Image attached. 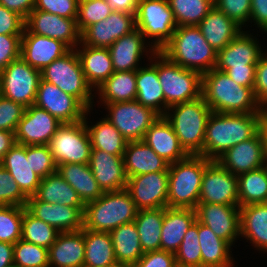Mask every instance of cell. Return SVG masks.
<instances>
[{
	"mask_svg": "<svg viewBox=\"0 0 267 267\" xmlns=\"http://www.w3.org/2000/svg\"><path fill=\"white\" fill-rule=\"evenodd\" d=\"M266 114L212 112L205 130L203 156L216 161L236 144L254 137Z\"/></svg>",
	"mask_w": 267,
	"mask_h": 267,
	"instance_id": "1",
	"label": "cell"
},
{
	"mask_svg": "<svg viewBox=\"0 0 267 267\" xmlns=\"http://www.w3.org/2000/svg\"><path fill=\"white\" fill-rule=\"evenodd\" d=\"M202 97L212 112L266 113L258 103L253 87L237 84L216 68L202 74Z\"/></svg>",
	"mask_w": 267,
	"mask_h": 267,
	"instance_id": "2",
	"label": "cell"
},
{
	"mask_svg": "<svg viewBox=\"0 0 267 267\" xmlns=\"http://www.w3.org/2000/svg\"><path fill=\"white\" fill-rule=\"evenodd\" d=\"M160 52L173 63L201 74L217 64L218 52L205 40L198 26H178Z\"/></svg>",
	"mask_w": 267,
	"mask_h": 267,
	"instance_id": "3",
	"label": "cell"
},
{
	"mask_svg": "<svg viewBox=\"0 0 267 267\" xmlns=\"http://www.w3.org/2000/svg\"><path fill=\"white\" fill-rule=\"evenodd\" d=\"M211 113L202 96L168 107L164 117L171 123L180 145L189 155L203 156L205 130Z\"/></svg>",
	"mask_w": 267,
	"mask_h": 267,
	"instance_id": "4",
	"label": "cell"
},
{
	"mask_svg": "<svg viewBox=\"0 0 267 267\" xmlns=\"http://www.w3.org/2000/svg\"><path fill=\"white\" fill-rule=\"evenodd\" d=\"M137 211L126 189L104 192L98 199L85 204L83 228L110 232L122 224L133 222Z\"/></svg>",
	"mask_w": 267,
	"mask_h": 267,
	"instance_id": "5",
	"label": "cell"
},
{
	"mask_svg": "<svg viewBox=\"0 0 267 267\" xmlns=\"http://www.w3.org/2000/svg\"><path fill=\"white\" fill-rule=\"evenodd\" d=\"M210 162L202 155H188L169 165L167 207L195 210L199 202L202 176Z\"/></svg>",
	"mask_w": 267,
	"mask_h": 267,
	"instance_id": "6",
	"label": "cell"
},
{
	"mask_svg": "<svg viewBox=\"0 0 267 267\" xmlns=\"http://www.w3.org/2000/svg\"><path fill=\"white\" fill-rule=\"evenodd\" d=\"M157 60L158 79L165 96V103L169 107L202 96L201 73L173 63L160 51H157Z\"/></svg>",
	"mask_w": 267,
	"mask_h": 267,
	"instance_id": "7",
	"label": "cell"
},
{
	"mask_svg": "<svg viewBox=\"0 0 267 267\" xmlns=\"http://www.w3.org/2000/svg\"><path fill=\"white\" fill-rule=\"evenodd\" d=\"M41 78L77 98L88 110L93 107L92 87L86 81L75 49L46 66Z\"/></svg>",
	"mask_w": 267,
	"mask_h": 267,
	"instance_id": "8",
	"label": "cell"
},
{
	"mask_svg": "<svg viewBox=\"0 0 267 267\" xmlns=\"http://www.w3.org/2000/svg\"><path fill=\"white\" fill-rule=\"evenodd\" d=\"M135 20L145 40L154 38L150 48L155 51L162 50L177 28L168 0H138Z\"/></svg>",
	"mask_w": 267,
	"mask_h": 267,
	"instance_id": "9",
	"label": "cell"
},
{
	"mask_svg": "<svg viewBox=\"0 0 267 267\" xmlns=\"http://www.w3.org/2000/svg\"><path fill=\"white\" fill-rule=\"evenodd\" d=\"M56 165L89 164L91 140L84 120L61 124L48 144Z\"/></svg>",
	"mask_w": 267,
	"mask_h": 267,
	"instance_id": "10",
	"label": "cell"
},
{
	"mask_svg": "<svg viewBox=\"0 0 267 267\" xmlns=\"http://www.w3.org/2000/svg\"><path fill=\"white\" fill-rule=\"evenodd\" d=\"M102 104L109 110L106 119L128 142L143 140L146 131L160 116L137 100Z\"/></svg>",
	"mask_w": 267,
	"mask_h": 267,
	"instance_id": "11",
	"label": "cell"
},
{
	"mask_svg": "<svg viewBox=\"0 0 267 267\" xmlns=\"http://www.w3.org/2000/svg\"><path fill=\"white\" fill-rule=\"evenodd\" d=\"M1 96L29 107L34 104L41 80V71L21 57L13 60L1 72Z\"/></svg>",
	"mask_w": 267,
	"mask_h": 267,
	"instance_id": "12",
	"label": "cell"
},
{
	"mask_svg": "<svg viewBox=\"0 0 267 267\" xmlns=\"http://www.w3.org/2000/svg\"><path fill=\"white\" fill-rule=\"evenodd\" d=\"M198 203L239 206L237 176L211 161L202 176Z\"/></svg>",
	"mask_w": 267,
	"mask_h": 267,
	"instance_id": "13",
	"label": "cell"
},
{
	"mask_svg": "<svg viewBox=\"0 0 267 267\" xmlns=\"http://www.w3.org/2000/svg\"><path fill=\"white\" fill-rule=\"evenodd\" d=\"M34 105L48 111L62 124L82 121L88 110L77 98L42 78Z\"/></svg>",
	"mask_w": 267,
	"mask_h": 267,
	"instance_id": "14",
	"label": "cell"
},
{
	"mask_svg": "<svg viewBox=\"0 0 267 267\" xmlns=\"http://www.w3.org/2000/svg\"><path fill=\"white\" fill-rule=\"evenodd\" d=\"M168 171H158L127 179L126 190L133 199L137 210L167 207Z\"/></svg>",
	"mask_w": 267,
	"mask_h": 267,
	"instance_id": "15",
	"label": "cell"
},
{
	"mask_svg": "<svg viewBox=\"0 0 267 267\" xmlns=\"http://www.w3.org/2000/svg\"><path fill=\"white\" fill-rule=\"evenodd\" d=\"M25 27L33 34L62 41L70 49L79 48L81 32L77 26V19L63 18L34 9L25 20Z\"/></svg>",
	"mask_w": 267,
	"mask_h": 267,
	"instance_id": "16",
	"label": "cell"
},
{
	"mask_svg": "<svg viewBox=\"0 0 267 267\" xmlns=\"http://www.w3.org/2000/svg\"><path fill=\"white\" fill-rule=\"evenodd\" d=\"M61 124L48 111L33 104L25 108L18 123L15 131L16 143L25 146L48 145Z\"/></svg>",
	"mask_w": 267,
	"mask_h": 267,
	"instance_id": "17",
	"label": "cell"
},
{
	"mask_svg": "<svg viewBox=\"0 0 267 267\" xmlns=\"http://www.w3.org/2000/svg\"><path fill=\"white\" fill-rule=\"evenodd\" d=\"M196 219L208 226L216 236L231 246L240 236V207L214 203H198ZM238 236V237H237Z\"/></svg>",
	"mask_w": 267,
	"mask_h": 267,
	"instance_id": "18",
	"label": "cell"
},
{
	"mask_svg": "<svg viewBox=\"0 0 267 267\" xmlns=\"http://www.w3.org/2000/svg\"><path fill=\"white\" fill-rule=\"evenodd\" d=\"M136 29L135 14L113 11L106 19L88 26L81 33L83 45L109 48L117 39Z\"/></svg>",
	"mask_w": 267,
	"mask_h": 267,
	"instance_id": "19",
	"label": "cell"
},
{
	"mask_svg": "<svg viewBox=\"0 0 267 267\" xmlns=\"http://www.w3.org/2000/svg\"><path fill=\"white\" fill-rule=\"evenodd\" d=\"M25 209L34 217L56 228L59 232L76 231L83 228L85 207L50 204L39 200L34 195L28 198Z\"/></svg>",
	"mask_w": 267,
	"mask_h": 267,
	"instance_id": "20",
	"label": "cell"
},
{
	"mask_svg": "<svg viewBox=\"0 0 267 267\" xmlns=\"http://www.w3.org/2000/svg\"><path fill=\"white\" fill-rule=\"evenodd\" d=\"M70 50L62 41L33 34L26 27L24 28L21 37L20 57L35 69L42 71Z\"/></svg>",
	"mask_w": 267,
	"mask_h": 267,
	"instance_id": "21",
	"label": "cell"
},
{
	"mask_svg": "<svg viewBox=\"0 0 267 267\" xmlns=\"http://www.w3.org/2000/svg\"><path fill=\"white\" fill-rule=\"evenodd\" d=\"M246 33L241 31L225 48L218 51L217 70L224 72L228 68L256 67L263 51L257 39Z\"/></svg>",
	"mask_w": 267,
	"mask_h": 267,
	"instance_id": "22",
	"label": "cell"
},
{
	"mask_svg": "<svg viewBox=\"0 0 267 267\" xmlns=\"http://www.w3.org/2000/svg\"><path fill=\"white\" fill-rule=\"evenodd\" d=\"M235 176L266 165L259 133L227 150L216 160Z\"/></svg>",
	"mask_w": 267,
	"mask_h": 267,
	"instance_id": "23",
	"label": "cell"
},
{
	"mask_svg": "<svg viewBox=\"0 0 267 267\" xmlns=\"http://www.w3.org/2000/svg\"><path fill=\"white\" fill-rule=\"evenodd\" d=\"M89 166L103 192L126 189L128 178L124 169L123 155L92 149Z\"/></svg>",
	"mask_w": 267,
	"mask_h": 267,
	"instance_id": "24",
	"label": "cell"
},
{
	"mask_svg": "<svg viewBox=\"0 0 267 267\" xmlns=\"http://www.w3.org/2000/svg\"><path fill=\"white\" fill-rule=\"evenodd\" d=\"M143 141L169 164L185 159L189 154L180 145L171 123L159 116L146 131Z\"/></svg>",
	"mask_w": 267,
	"mask_h": 267,
	"instance_id": "25",
	"label": "cell"
},
{
	"mask_svg": "<svg viewBox=\"0 0 267 267\" xmlns=\"http://www.w3.org/2000/svg\"><path fill=\"white\" fill-rule=\"evenodd\" d=\"M1 165L14 178L21 191L29 198L38 190L41 178L30 165V145L15 143L5 154Z\"/></svg>",
	"mask_w": 267,
	"mask_h": 267,
	"instance_id": "26",
	"label": "cell"
},
{
	"mask_svg": "<svg viewBox=\"0 0 267 267\" xmlns=\"http://www.w3.org/2000/svg\"><path fill=\"white\" fill-rule=\"evenodd\" d=\"M84 253V228L60 232L48 248L49 267H83Z\"/></svg>",
	"mask_w": 267,
	"mask_h": 267,
	"instance_id": "27",
	"label": "cell"
},
{
	"mask_svg": "<svg viewBox=\"0 0 267 267\" xmlns=\"http://www.w3.org/2000/svg\"><path fill=\"white\" fill-rule=\"evenodd\" d=\"M143 34L136 28L131 33L117 39L108 49L115 72L137 71L141 56L146 51L154 53L153 48L146 50Z\"/></svg>",
	"mask_w": 267,
	"mask_h": 267,
	"instance_id": "28",
	"label": "cell"
},
{
	"mask_svg": "<svg viewBox=\"0 0 267 267\" xmlns=\"http://www.w3.org/2000/svg\"><path fill=\"white\" fill-rule=\"evenodd\" d=\"M149 57L155 62L149 67H140L136 71V99L140 104L150 107L160 116H164L167 112L168 105L165 103V96L157 75V51L150 54ZM153 58V59H152Z\"/></svg>",
	"mask_w": 267,
	"mask_h": 267,
	"instance_id": "29",
	"label": "cell"
},
{
	"mask_svg": "<svg viewBox=\"0 0 267 267\" xmlns=\"http://www.w3.org/2000/svg\"><path fill=\"white\" fill-rule=\"evenodd\" d=\"M123 161L127 178L152 172L168 171L170 165L143 140L127 142Z\"/></svg>",
	"mask_w": 267,
	"mask_h": 267,
	"instance_id": "30",
	"label": "cell"
},
{
	"mask_svg": "<svg viewBox=\"0 0 267 267\" xmlns=\"http://www.w3.org/2000/svg\"><path fill=\"white\" fill-rule=\"evenodd\" d=\"M196 221V211L189 208H164L160 250L174 253L189 227Z\"/></svg>",
	"mask_w": 267,
	"mask_h": 267,
	"instance_id": "31",
	"label": "cell"
},
{
	"mask_svg": "<svg viewBox=\"0 0 267 267\" xmlns=\"http://www.w3.org/2000/svg\"><path fill=\"white\" fill-rule=\"evenodd\" d=\"M81 49H75L87 83L92 88H99L115 71L108 48L92 47L79 44Z\"/></svg>",
	"mask_w": 267,
	"mask_h": 267,
	"instance_id": "32",
	"label": "cell"
},
{
	"mask_svg": "<svg viewBox=\"0 0 267 267\" xmlns=\"http://www.w3.org/2000/svg\"><path fill=\"white\" fill-rule=\"evenodd\" d=\"M205 40L218 52L225 48L242 30L215 6L197 25Z\"/></svg>",
	"mask_w": 267,
	"mask_h": 267,
	"instance_id": "33",
	"label": "cell"
},
{
	"mask_svg": "<svg viewBox=\"0 0 267 267\" xmlns=\"http://www.w3.org/2000/svg\"><path fill=\"white\" fill-rule=\"evenodd\" d=\"M240 236L258 250L267 252V203L240 207Z\"/></svg>",
	"mask_w": 267,
	"mask_h": 267,
	"instance_id": "34",
	"label": "cell"
},
{
	"mask_svg": "<svg viewBox=\"0 0 267 267\" xmlns=\"http://www.w3.org/2000/svg\"><path fill=\"white\" fill-rule=\"evenodd\" d=\"M57 171L76 190L84 204L98 199L104 193L89 164L65 163L58 165Z\"/></svg>",
	"mask_w": 267,
	"mask_h": 267,
	"instance_id": "35",
	"label": "cell"
},
{
	"mask_svg": "<svg viewBox=\"0 0 267 267\" xmlns=\"http://www.w3.org/2000/svg\"><path fill=\"white\" fill-rule=\"evenodd\" d=\"M198 238L201 249L202 267H233L231 245L208 226L198 221ZM232 259V260H231Z\"/></svg>",
	"mask_w": 267,
	"mask_h": 267,
	"instance_id": "36",
	"label": "cell"
},
{
	"mask_svg": "<svg viewBox=\"0 0 267 267\" xmlns=\"http://www.w3.org/2000/svg\"><path fill=\"white\" fill-rule=\"evenodd\" d=\"M35 196L50 204L85 207L76 190L65 181L58 171L40 180Z\"/></svg>",
	"mask_w": 267,
	"mask_h": 267,
	"instance_id": "37",
	"label": "cell"
},
{
	"mask_svg": "<svg viewBox=\"0 0 267 267\" xmlns=\"http://www.w3.org/2000/svg\"><path fill=\"white\" fill-rule=\"evenodd\" d=\"M109 233L113 242L115 259L131 266L136 264L144 252L135 222L122 224Z\"/></svg>",
	"mask_w": 267,
	"mask_h": 267,
	"instance_id": "38",
	"label": "cell"
},
{
	"mask_svg": "<svg viewBox=\"0 0 267 267\" xmlns=\"http://www.w3.org/2000/svg\"><path fill=\"white\" fill-rule=\"evenodd\" d=\"M84 244L83 267H105L116 260L109 232H97L84 228Z\"/></svg>",
	"mask_w": 267,
	"mask_h": 267,
	"instance_id": "39",
	"label": "cell"
},
{
	"mask_svg": "<svg viewBox=\"0 0 267 267\" xmlns=\"http://www.w3.org/2000/svg\"><path fill=\"white\" fill-rule=\"evenodd\" d=\"M88 112H90V109L86 111L83 120L86 123L92 149H99L114 155H123L128 141L106 118L98 121L93 126L87 125L86 115Z\"/></svg>",
	"mask_w": 267,
	"mask_h": 267,
	"instance_id": "40",
	"label": "cell"
},
{
	"mask_svg": "<svg viewBox=\"0 0 267 267\" xmlns=\"http://www.w3.org/2000/svg\"><path fill=\"white\" fill-rule=\"evenodd\" d=\"M98 91L104 103L134 101L137 96L136 71L114 72Z\"/></svg>",
	"mask_w": 267,
	"mask_h": 267,
	"instance_id": "41",
	"label": "cell"
},
{
	"mask_svg": "<svg viewBox=\"0 0 267 267\" xmlns=\"http://www.w3.org/2000/svg\"><path fill=\"white\" fill-rule=\"evenodd\" d=\"M164 208L137 211L134 220L143 252L160 250Z\"/></svg>",
	"mask_w": 267,
	"mask_h": 267,
	"instance_id": "42",
	"label": "cell"
},
{
	"mask_svg": "<svg viewBox=\"0 0 267 267\" xmlns=\"http://www.w3.org/2000/svg\"><path fill=\"white\" fill-rule=\"evenodd\" d=\"M237 178L239 207L267 203V165L243 173Z\"/></svg>",
	"mask_w": 267,
	"mask_h": 267,
	"instance_id": "43",
	"label": "cell"
},
{
	"mask_svg": "<svg viewBox=\"0 0 267 267\" xmlns=\"http://www.w3.org/2000/svg\"><path fill=\"white\" fill-rule=\"evenodd\" d=\"M178 26H197L214 7V0H168Z\"/></svg>",
	"mask_w": 267,
	"mask_h": 267,
	"instance_id": "44",
	"label": "cell"
},
{
	"mask_svg": "<svg viewBox=\"0 0 267 267\" xmlns=\"http://www.w3.org/2000/svg\"><path fill=\"white\" fill-rule=\"evenodd\" d=\"M59 233L56 228L34 217L23 207L21 239L48 249Z\"/></svg>",
	"mask_w": 267,
	"mask_h": 267,
	"instance_id": "45",
	"label": "cell"
},
{
	"mask_svg": "<svg viewBox=\"0 0 267 267\" xmlns=\"http://www.w3.org/2000/svg\"><path fill=\"white\" fill-rule=\"evenodd\" d=\"M175 260L177 267H202L197 219L185 233L182 243L175 252Z\"/></svg>",
	"mask_w": 267,
	"mask_h": 267,
	"instance_id": "46",
	"label": "cell"
},
{
	"mask_svg": "<svg viewBox=\"0 0 267 267\" xmlns=\"http://www.w3.org/2000/svg\"><path fill=\"white\" fill-rule=\"evenodd\" d=\"M14 267H49L48 249L23 239L14 244Z\"/></svg>",
	"mask_w": 267,
	"mask_h": 267,
	"instance_id": "47",
	"label": "cell"
},
{
	"mask_svg": "<svg viewBox=\"0 0 267 267\" xmlns=\"http://www.w3.org/2000/svg\"><path fill=\"white\" fill-rule=\"evenodd\" d=\"M23 207L0 205V242L15 244L21 239Z\"/></svg>",
	"mask_w": 267,
	"mask_h": 267,
	"instance_id": "48",
	"label": "cell"
},
{
	"mask_svg": "<svg viewBox=\"0 0 267 267\" xmlns=\"http://www.w3.org/2000/svg\"><path fill=\"white\" fill-rule=\"evenodd\" d=\"M113 12L107 0H79L77 26L82 33L88 26L106 19Z\"/></svg>",
	"mask_w": 267,
	"mask_h": 267,
	"instance_id": "49",
	"label": "cell"
},
{
	"mask_svg": "<svg viewBox=\"0 0 267 267\" xmlns=\"http://www.w3.org/2000/svg\"><path fill=\"white\" fill-rule=\"evenodd\" d=\"M27 200L14 178L0 165V205L25 207Z\"/></svg>",
	"mask_w": 267,
	"mask_h": 267,
	"instance_id": "50",
	"label": "cell"
},
{
	"mask_svg": "<svg viewBox=\"0 0 267 267\" xmlns=\"http://www.w3.org/2000/svg\"><path fill=\"white\" fill-rule=\"evenodd\" d=\"M30 165L41 179L57 171L48 145H30Z\"/></svg>",
	"mask_w": 267,
	"mask_h": 267,
	"instance_id": "51",
	"label": "cell"
},
{
	"mask_svg": "<svg viewBox=\"0 0 267 267\" xmlns=\"http://www.w3.org/2000/svg\"><path fill=\"white\" fill-rule=\"evenodd\" d=\"M214 6L241 28L250 20L251 0H214Z\"/></svg>",
	"mask_w": 267,
	"mask_h": 267,
	"instance_id": "52",
	"label": "cell"
},
{
	"mask_svg": "<svg viewBox=\"0 0 267 267\" xmlns=\"http://www.w3.org/2000/svg\"><path fill=\"white\" fill-rule=\"evenodd\" d=\"M25 108L18 102L0 96V130L15 132Z\"/></svg>",
	"mask_w": 267,
	"mask_h": 267,
	"instance_id": "53",
	"label": "cell"
},
{
	"mask_svg": "<svg viewBox=\"0 0 267 267\" xmlns=\"http://www.w3.org/2000/svg\"><path fill=\"white\" fill-rule=\"evenodd\" d=\"M78 2L79 0H35L34 9L63 18L77 19Z\"/></svg>",
	"mask_w": 267,
	"mask_h": 267,
	"instance_id": "54",
	"label": "cell"
},
{
	"mask_svg": "<svg viewBox=\"0 0 267 267\" xmlns=\"http://www.w3.org/2000/svg\"><path fill=\"white\" fill-rule=\"evenodd\" d=\"M22 35H0V72L20 57Z\"/></svg>",
	"mask_w": 267,
	"mask_h": 267,
	"instance_id": "55",
	"label": "cell"
},
{
	"mask_svg": "<svg viewBox=\"0 0 267 267\" xmlns=\"http://www.w3.org/2000/svg\"><path fill=\"white\" fill-rule=\"evenodd\" d=\"M267 53L259 58L255 67L254 94L261 107L267 111Z\"/></svg>",
	"mask_w": 267,
	"mask_h": 267,
	"instance_id": "56",
	"label": "cell"
},
{
	"mask_svg": "<svg viewBox=\"0 0 267 267\" xmlns=\"http://www.w3.org/2000/svg\"><path fill=\"white\" fill-rule=\"evenodd\" d=\"M132 267H177V265L174 253L155 250L145 252Z\"/></svg>",
	"mask_w": 267,
	"mask_h": 267,
	"instance_id": "57",
	"label": "cell"
},
{
	"mask_svg": "<svg viewBox=\"0 0 267 267\" xmlns=\"http://www.w3.org/2000/svg\"><path fill=\"white\" fill-rule=\"evenodd\" d=\"M25 20L0 4V35H22Z\"/></svg>",
	"mask_w": 267,
	"mask_h": 267,
	"instance_id": "58",
	"label": "cell"
},
{
	"mask_svg": "<svg viewBox=\"0 0 267 267\" xmlns=\"http://www.w3.org/2000/svg\"><path fill=\"white\" fill-rule=\"evenodd\" d=\"M224 73L241 86H254L255 68H228Z\"/></svg>",
	"mask_w": 267,
	"mask_h": 267,
	"instance_id": "59",
	"label": "cell"
},
{
	"mask_svg": "<svg viewBox=\"0 0 267 267\" xmlns=\"http://www.w3.org/2000/svg\"><path fill=\"white\" fill-rule=\"evenodd\" d=\"M250 20L267 33V0H251Z\"/></svg>",
	"mask_w": 267,
	"mask_h": 267,
	"instance_id": "60",
	"label": "cell"
},
{
	"mask_svg": "<svg viewBox=\"0 0 267 267\" xmlns=\"http://www.w3.org/2000/svg\"><path fill=\"white\" fill-rule=\"evenodd\" d=\"M0 4L26 20L34 10L35 0H0Z\"/></svg>",
	"mask_w": 267,
	"mask_h": 267,
	"instance_id": "61",
	"label": "cell"
},
{
	"mask_svg": "<svg viewBox=\"0 0 267 267\" xmlns=\"http://www.w3.org/2000/svg\"><path fill=\"white\" fill-rule=\"evenodd\" d=\"M15 143V132L0 130V161Z\"/></svg>",
	"mask_w": 267,
	"mask_h": 267,
	"instance_id": "62",
	"label": "cell"
},
{
	"mask_svg": "<svg viewBox=\"0 0 267 267\" xmlns=\"http://www.w3.org/2000/svg\"><path fill=\"white\" fill-rule=\"evenodd\" d=\"M14 244L0 242V267L14 266Z\"/></svg>",
	"mask_w": 267,
	"mask_h": 267,
	"instance_id": "63",
	"label": "cell"
},
{
	"mask_svg": "<svg viewBox=\"0 0 267 267\" xmlns=\"http://www.w3.org/2000/svg\"><path fill=\"white\" fill-rule=\"evenodd\" d=\"M113 11H122L129 14H136L138 0H107Z\"/></svg>",
	"mask_w": 267,
	"mask_h": 267,
	"instance_id": "64",
	"label": "cell"
},
{
	"mask_svg": "<svg viewBox=\"0 0 267 267\" xmlns=\"http://www.w3.org/2000/svg\"><path fill=\"white\" fill-rule=\"evenodd\" d=\"M258 133L261 137L263 156L265 163L267 165V114L264 116L263 120L260 122Z\"/></svg>",
	"mask_w": 267,
	"mask_h": 267,
	"instance_id": "65",
	"label": "cell"
},
{
	"mask_svg": "<svg viewBox=\"0 0 267 267\" xmlns=\"http://www.w3.org/2000/svg\"><path fill=\"white\" fill-rule=\"evenodd\" d=\"M105 267H132V266L128 263H124V262H120L118 260H115L114 262L106 265Z\"/></svg>",
	"mask_w": 267,
	"mask_h": 267,
	"instance_id": "66",
	"label": "cell"
},
{
	"mask_svg": "<svg viewBox=\"0 0 267 267\" xmlns=\"http://www.w3.org/2000/svg\"><path fill=\"white\" fill-rule=\"evenodd\" d=\"M0 96H1V73H0Z\"/></svg>",
	"mask_w": 267,
	"mask_h": 267,
	"instance_id": "67",
	"label": "cell"
}]
</instances>
